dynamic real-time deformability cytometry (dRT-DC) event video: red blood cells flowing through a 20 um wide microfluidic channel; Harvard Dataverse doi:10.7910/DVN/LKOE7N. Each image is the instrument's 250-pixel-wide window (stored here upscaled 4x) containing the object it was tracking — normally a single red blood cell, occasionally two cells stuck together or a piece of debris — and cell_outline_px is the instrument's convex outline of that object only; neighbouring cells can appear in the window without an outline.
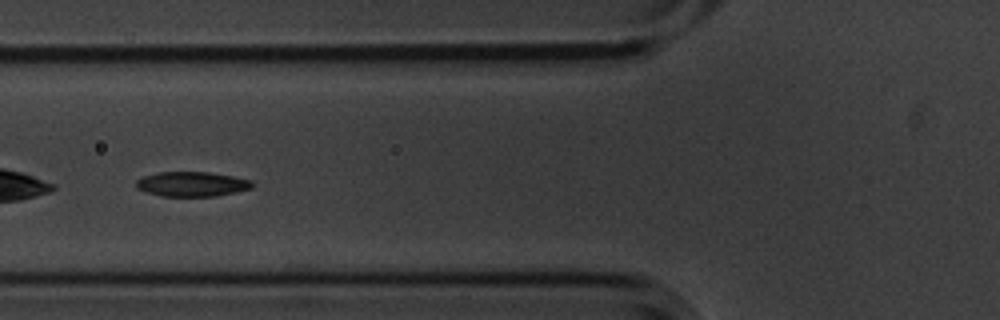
{"species": "common noctule bat (a hibernating species)", "species_latin": "Nyctalus noctula", "temperature_condition": "cold", "stored_images_in_passage": 33, "camera_frame_rate_fps": 3000, "um_per_image_px": 0.085, "animal": {"sex": "male", "body_mass_g": 20.1, "forearm_length_mm": 53.5}, "frame": {"image": 1, "passage_image": 10, "time_ms": 3.0, "image_size_px": [1000, 320], "cell_outline_px": [[252, 188], [236, 192], [216, 196], [160, 196], [144, 192], [136, 188], [136, 180], [144, 176], [156, 172], [208, 172], [232, 176], [252, 180]], "centroid_in_image_um": [16.28, 15.65], "position_along_channel_um": 109.5, "area_um2": 16.82}}
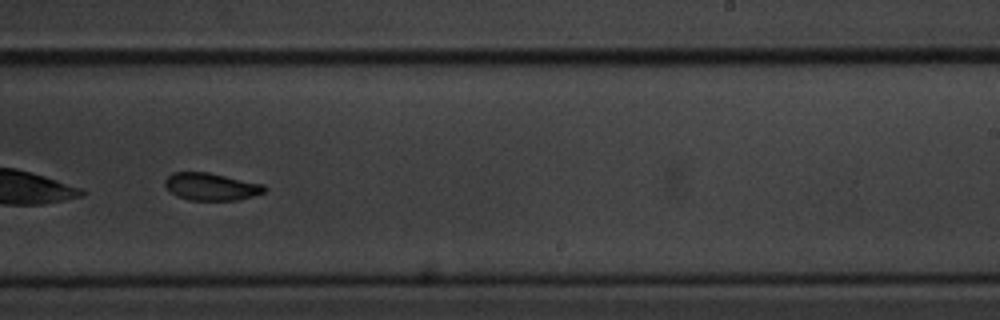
{"frame": {"image": 2, "passage_image": 24, "time_ms": 7.667, "image_size_px": [1000, 320], "cell_outline_px": [[268, 188], [264, 192], [252, 196], [236, 200], [188, 200], [176, 196], [168, 192], [164, 184], [164, 180], [172, 172], [208, 172], [264, 184]], "centroid_in_image_um": [17.91, 15.86], "position_along_channel_um": 271.1, "area_um2": 16.07}, "authors_computed_cell_mechanics": {"area_um2": 16.9354, "velocity_mm_per_s": 3.4611, "shape_relaxation_time_tau1_ms": 3.4349, "shape_relaxation_time_tau2_ms": 7.7938, "deformation_change_tau1": 0.1045, "deformation_change_tau2": 0.1192}}